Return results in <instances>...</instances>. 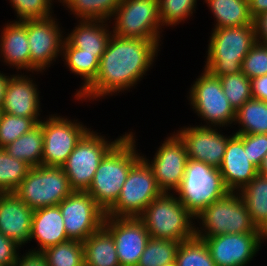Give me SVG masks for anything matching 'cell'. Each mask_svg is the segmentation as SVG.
<instances>
[{
	"label": "cell",
	"mask_w": 267,
	"mask_h": 266,
	"mask_svg": "<svg viewBox=\"0 0 267 266\" xmlns=\"http://www.w3.org/2000/svg\"><path fill=\"white\" fill-rule=\"evenodd\" d=\"M161 44V41L112 34L101 56L96 78L75 100L100 101L135 88L152 69Z\"/></svg>",
	"instance_id": "obj_1"
},
{
	"label": "cell",
	"mask_w": 267,
	"mask_h": 266,
	"mask_svg": "<svg viewBox=\"0 0 267 266\" xmlns=\"http://www.w3.org/2000/svg\"><path fill=\"white\" fill-rule=\"evenodd\" d=\"M135 133L129 131L101 160L86 191L106 213L118 199L130 169L142 158Z\"/></svg>",
	"instance_id": "obj_2"
},
{
	"label": "cell",
	"mask_w": 267,
	"mask_h": 266,
	"mask_svg": "<svg viewBox=\"0 0 267 266\" xmlns=\"http://www.w3.org/2000/svg\"><path fill=\"white\" fill-rule=\"evenodd\" d=\"M204 69L213 76L242 72V62L256 43L254 24L212 29Z\"/></svg>",
	"instance_id": "obj_3"
},
{
	"label": "cell",
	"mask_w": 267,
	"mask_h": 266,
	"mask_svg": "<svg viewBox=\"0 0 267 266\" xmlns=\"http://www.w3.org/2000/svg\"><path fill=\"white\" fill-rule=\"evenodd\" d=\"M138 218L153 238L183 242L195 236V217L174 193L163 192Z\"/></svg>",
	"instance_id": "obj_4"
},
{
	"label": "cell",
	"mask_w": 267,
	"mask_h": 266,
	"mask_svg": "<svg viewBox=\"0 0 267 266\" xmlns=\"http://www.w3.org/2000/svg\"><path fill=\"white\" fill-rule=\"evenodd\" d=\"M229 192L219 168L189 158L181 184L174 194L195 217Z\"/></svg>",
	"instance_id": "obj_5"
},
{
	"label": "cell",
	"mask_w": 267,
	"mask_h": 266,
	"mask_svg": "<svg viewBox=\"0 0 267 266\" xmlns=\"http://www.w3.org/2000/svg\"><path fill=\"white\" fill-rule=\"evenodd\" d=\"M195 220L199 223L198 227V224H195L197 237L260 233L238 192H229L225 197L213 202L195 216Z\"/></svg>",
	"instance_id": "obj_6"
},
{
	"label": "cell",
	"mask_w": 267,
	"mask_h": 266,
	"mask_svg": "<svg viewBox=\"0 0 267 266\" xmlns=\"http://www.w3.org/2000/svg\"><path fill=\"white\" fill-rule=\"evenodd\" d=\"M187 93L190 106L198 118L204 120L209 127L233 126L236 111L225 96L219 77L213 76L203 68L200 76L191 84Z\"/></svg>",
	"instance_id": "obj_7"
},
{
	"label": "cell",
	"mask_w": 267,
	"mask_h": 266,
	"mask_svg": "<svg viewBox=\"0 0 267 266\" xmlns=\"http://www.w3.org/2000/svg\"><path fill=\"white\" fill-rule=\"evenodd\" d=\"M74 190L62 167H31L13 193L29 208H40L58 205Z\"/></svg>",
	"instance_id": "obj_8"
},
{
	"label": "cell",
	"mask_w": 267,
	"mask_h": 266,
	"mask_svg": "<svg viewBox=\"0 0 267 266\" xmlns=\"http://www.w3.org/2000/svg\"><path fill=\"white\" fill-rule=\"evenodd\" d=\"M116 139L89 130L61 166L74 191H87L104 156L127 134Z\"/></svg>",
	"instance_id": "obj_9"
},
{
	"label": "cell",
	"mask_w": 267,
	"mask_h": 266,
	"mask_svg": "<svg viewBox=\"0 0 267 266\" xmlns=\"http://www.w3.org/2000/svg\"><path fill=\"white\" fill-rule=\"evenodd\" d=\"M109 21L118 37L162 41L159 0H122Z\"/></svg>",
	"instance_id": "obj_10"
},
{
	"label": "cell",
	"mask_w": 267,
	"mask_h": 266,
	"mask_svg": "<svg viewBox=\"0 0 267 266\" xmlns=\"http://www.w3.org/2000/svg\"><path fill=\"white\" fill-rule=\"evenodd\" d=\"M162 193L151 167L141 158L130 169L118 199L105 213V216L113 218L139 217L146 207Z\"/></svg>",
	"instance_id": "obj_11"
},
{
	"label": "cell",
	"mask_w": 267,
	"mask_h": 266,
	"mask_svg": "<svg viewBox=\"0 0 267 266\" xmlns=\"http://www.w3.org/2000/svg\"><path fill=\"white\" fill-rule=\"evenodd\" d=\"M47 116L39 123L43 134L41 165L61 167L91 127L87 128L78 119L70 120L69 117H62L57 113Z\"/></svg>",
	"instance_id": "obj_12"
},
{
	"label": "cell",
	"mask_w": 267,
	"mask_h": 266,
	"mask_svg": "<svg viewBox=\"0 0 267 266\" xmlns=\"http://www.w3.org/2000/svg\"><path fill=\"white\" fill-rule=\"evenodd\" d=\"M27 19V35L30 50V72L37 75L47 70L62 55L65 40L56 17ZM37 72V73H36Z\"/></svg>",
	"instance_id": "obj_13"
},
{
	"label": "cell",
	"mask_w": 267,
	"mask_h": 266,
	"mask_svg": "<svg viewBox=\"0 0 267 266\" xmlns=\"http://www.w3.org/2000/svg\"><path fill=\"white\" fill-rule=\"evenodd\" d=\"M58 206L70 240L84 242L103 225L105 212L86 191H73Z\"/></svg>",
	"instance_id": "obj_14"
},
{
	"label": "cell",
	"mask_w": 267,
	"mask_h": 266,
	"mask_svg": "<svg viewBox=\"0 0 267 266\" xmlns=\"http://www.w3.org/2000/svg\"><path fill=\"white\" fill-rule=\"evenodd\" d=\"M141 155L151 167L158 187L165 193H174L181 184L189 159L185 143L175 131L164 139L151 161L145 154Z\"/></svg>",
	"instance_id": "obj_15"
},
{
	"label": "cell",
	"mask_w": 267,
	"mask_h": 266,
	"mask_svg": "<svg viewBox=\"0 0 267 266\" xmlns=\"http://www.w3.org/2000/svg\"><path fill=\"white\" fill-rule=\"evenodd\" d=\"M204 239L216 266H249L261 246L260 233L222 234Z\"/></svg>",
	"instance_id": "obj_16"
},
{
	"label": "cell",
	"mask_w": 267,
	"mask_h": 266,
	"mask_svg": "<svg viewBox=\"0 0 267 266\" xmlns=\"http://www.w3.org/2000/svg\"><path fill=\"white\" fill-rule=\"evenodd\" d=\"M103 226L111 233L120 266H137L150 235L138 217L105 216Z\"/></svg>",
	"instance_id": "obj_17"
},
{
	"label": "cell",
	"mask_w": 267,
	"mask_h": 266,
	"mask_svg": "<svg viewBox=\"0 0 267 266\" xmlns=\"http://www.w3.org/2000/svg\"><path fill=\"white\" fill-rule=\"evenodd\" d=\"M176 134L185 143L188 158L219 168L224 158L228 140L234 135H223L220 127L184 126ZM219 129V130H218Z\"/></svg>",
	"instance_id": "obj_18"
},
{
	"label": "cell",
	"mask_w": 267,
	"mask_h": 266,
	"mask_svg": "<svg viewBox=\"0 0 267 266\" xmlns=\"http://www.w3.org/2000/svg\"><path fill=\"white\" fill-rule=\"evenodd\" d=\"M31 74H10L2 112L31 119H41L40 92ZM35 82V83H34Z\"/></svg>",
	"instance_id": "obj_19"
},
{
	"label": "cell",
	"mask_w": 267,
	"mask_h": 266,
	"mask_svg": "<svg viewBox=\"0 0 267 266\" xmlns=\"http://www.w3.org/2000/svg\"><path fill=\"white\" fill-rule=\"evenodd\" d=\"M33 213L13 192L0 193V232L21 247L29 243Z\"/></svg>",
	"instance_id": "obj_20"
},
{
	"label": "cell",
	"mask_w": 267,
	"mask_h": 266,
	"mask_svg": "<svg viewBox=\"0 0 267 266\" xmlns=\"http://www.w3.org/2000/svg\"><path fill=\"white\" fill-rule=\"evenodd\" d=\"M243 141L234 134L226 145L219 171L230 192H239L257 174L258 169L248 160Z\"/></svg>",
	"instance_id": "obj_21"
},
{
	"label": "cell",
	"mask_w": 267,
	"mask_h": 266,
	"mask_svg": "<svg viewBox=\"0 0 267 266\" xmlns=\"http://www.w3.org/2000/svg\"><path fill=\"white\" fill-rule=\"evenodd\" d=\"M0 35V60L21 72L30 71V50L27 35V19L7 21ZM2 57V58H1Z\"/></svg>",
	"instance_id": "obj_22"
},
{
	"label": "cell",
	"mask_w": 267,
	"mask_h": 266,
	"mask_svg": "<svg viewBox=\"0 0 267 266\" xmlns=\"http://www.w3.org/2000/svg\"><path fill=\"white\" fill-rule=\"evenodd\" d=\"M37 241L36 248L28 249L42 252L49 247L70 240L66 234L64 221L58 205L34 210L29 243Z\"/></svg>",
	"instance_id": "obj_23"
},
{
	"label": "cell",
	"mask_w": 267,
	"mask_h": 266,
	"mask_svg": "<svg viewBox=\"0 0 267 266\" xmlns=\"http://www.w3.org/2000/svg\"><path fill=\"white\" fill-rule=\"evenodd\" d=\"M76 24L70 33L65 34V39L73 47L84 50V53L94 54L100 60L112 36L110 21L78 20Z\"/></svg>",
	"instance_id": "obj_24"
},
{
	"label": "cell",
	"mask_w": 267,
	"mask_h": 266,
	"mask_svg": "<svg viewBox=\"0 0 267 266\" xmlns=\"http://www.w3.org/2000/svg\"><path fill=\"white\" fill-rule=\"evenodd\" d=\"M82 243L84 266H120L114 239L103 225Z\"/></svg>",
	"instance_id": "obj_25"
},
{
	"label": "cell",
	"mask_w": 267,
	"mask_h": 266,
	"mask_svg": "<svg viewBox=\"0 0 267 266\" xmlns=\"http://www.w3.org/2000/svg\"><path fill=\"white\" fill-rule=\"evenodd\" d=\"M61 58L64 59L62 61L68 71L83 80L81 87L74 94L76 99L96 78L100 60L94 54L84 53V50L73 47L66 39Z\"/></svg>",
	"instance_id": "obj_26"
},
{
	"label": "cell",
	"mask_w": 267,
	"mask_h": 266,
	"mask_svg": "<svg viewBox=\"0 0 267 266\" xmlns=\"http://www.w3.org/2000/svg\"><path fill=\"white\" fill-rule=\"evenodd\" d=\"M214 16L212 29L253 24L248 0H204Z\"/></svg>",
	"instance_id": "obj_27"
},
{
	"label": "cell",
	"mask_w": 267,
	"mask_h": 266,
	"mask_svg": "<svg viewBox=\"0 0 267 266\" xmlns=\"http://www.w3.org/2000/svg\"><path fill=\"white\" fill-rule=\"evenodd\" d=\"M251 216L260 229L267 222V176L258 173L239 192Z\"/></svg>",
	"instance_id": "obj_28"
},
{
	"label": "cell",
	"mask_w": 267,
	"mask_h": 266,
	"mask_svg": "<svg viewBox=\"0 0 267 266\" xmlns=\"http://www.w3.org/2000/svg\"><path fill=\"white\" fill-rule=\"evenodd\" d=\"M4 150L11 157L23 160L30 167L41 166L43 155L42 126L38 124L31 131L4 147Z\"/></svg>",
	"instance_id": "obj_29"
},
{
	"label": "cell",
	"mask_w": 267,
	"mask_h": 266,
	"mask_svg": "<svg viewBox=\"0 0 267 266\" xmlns=\"http://www.w3.org/2000/svg\"><path fill=\"white\" fill-rule=\"evenodd\" d=\"M241 127L234 134H267V102L251 98L237 111L234 125Z\"/></svg>",
	"instance_id": "obj_30"
},
{
	"label": "cell",
	"mask_w": 267,
	"mask_h": 266,
	"mask_svg": "<svg viewBox=\"0 0 267 266\" xmlns=\"http://www.w3.org/2000/svg\"><path fill=\"white\" fill-rule=\"evenodd\" d=\"M122 0H69L64 7L75 20H107L117 10ZM75 15V16H74Z\"/></svg>",
	"instance_id": "obj_31"
},
{
	"label": "cell",
	"mask_w": 267,
	"mask_h": 266,
	"mask_svg": "<svg viewBox=\"0 0 267 266\" xmlns=\"http://www.w3.org/2000/svg\"><path fill=\"white\" fill-rule=\"evenodd\" d=\"M175 264L176 266H216L204 239L197 236L180 242Z\"/></svg>",
	"instance_id": "obj_32"
},
{
	"label": "cell",
	"mask_w": 267,
	"mask_h": 266,
	"mask_svg": "<svg viewBox=\"0 0 267 266\" xmlns=\"http://www.w3.org/2000/svg\"><path fill=\"white\" fill-rule=\"evenodd\" d=\"M179 241L150 237L137 266H165L175 263Z\"/></svg>",
	"instance_id": "obj_33"
},
{
	"label": "cell",
	"mask_w": 267,
	"mask_h": 266,
	"mask_svg": "<svg viewBox=\"0 0 267 266\" xmlns=\"http://www.w3.org/2000/svg\"><path fill=\"white\" fill-rule=\"evenodd\" d=\"M48 266H84V247L81 241L68 240L42 251Z\"/></svg>",
	"instance_id": "obj_34"
},
{
	"label": "cell",
	"mask_w": 267,
	"mask_h": 266,
	"mask_svg": "<svg viewBox=\"0 0 267 266\" xmlns=\"http://www.w3.org/2000/svg\"><path fill=\"white\" fill-rule=\"evenodd\" d=\"M31 167L23 160L11 157L0 148V193L13 192Z\"/></svg>",
	"instance_id": "obj_35"
},
{
	"label": "cell",
	"mask_w": 267,
	"mask_h": 266,
	"mask_svg": "<svg viewBox=\"0 0 267 266\" xmlns=\"http://www.w3.org/2000/svg\"><path fill=\"white\" fill-rule=\"evenodd\" d=\"M199 0H159V16L161 25L173 27L181 24L196 12Z\"/></svg>",
	"instance_id": "obj_36"
},
{
	"label": "cell",
	"mask_w": 267,
	"mask_h": 266,
	"mask_svg": "<svg viewBox=\"0 0 267 266\" xmlns=\"http://www.w3.org/2000/svg\"><path fill=\"white\" fill-rule=\"evenodd\" d=\"M219 79L223 92L235 111L252 98L251 80L243 72L221 76Z\"/></svg>",
	"instance_id": "obj_37"
},
{
	"label": "cell",
	"mask_w": 267,
	"mask_h": 266,
	"mask_svg": "<svg viewBox=\"0 0 267 266\" xmlns=\"http://www.w3.org/2000/svg\"><path fill=\"white\" fill-rule=\"evenodd\" d=\"M42 119H31L2 113L0 118V148H4L35 128Z\"/></svg>",
	"instance_id": "obj_38"
},
{
	"label": "cell",
	"mask_w": 267,
	"mask_h": 266,
	"mask_svg": "<svg viewBox=\"0 0 267 266\" xmlns=\"http://www.w3.org/2000/svg\"><path fill=\"white\" fill-rule=\"evenodd\" d=\"M9 2L18 21L43 19L54 14L52 8L54 5L53 0H9Z\"/></svg>",
	"instance_id": "obj_39"
},
{
	"label": "cell",
	"mask_w": 267,
	"mask_h": 266,
	"mask_svg": "<svg viewBox=\"0 0 267 266\" xmlns=\"http://www.w3.org/2000/svg\"><path fill=\"white\" fill-rule=\"evenodd\" d=\"M242 72L250 79L267 74V44L256 42L244 57Z\"/></svg>",
	"instance_id": "obj_40"
},
{
	"label": "cell",
	"mask_w": 267,
	"mask_h": 266,
	"mask_svg": "<svg viewBox=\"0 0 267 266\" xmlns=\"http://www.w3.org/2000/svg\"><path fill=\"white\" fill-rule=\"evenodd\" d=\"M244 143L249 161L257 168L267 153V134H236Z\"/></svg>",
	"instance_id": "obj_41"
},
{
	"label": "cell",
	"mask_w": 267,
	"mask_h": 266,
	"mask_svg": "<svg viewBox=\"0 0 267 266\" xmlns=\"http://www.w3.org/2000/svg\"><path fill=\"white\" fill-rule=\"evenodd\" d=\"M20 248L17 242L0 232V265L13 266L21 252Z\"/></svg>",
	"instance_id": "obj_42"
},
{
	"label": "cell",
	"mask_w": 267,
	"mask_h": 266,
	"mask_svg": "<svg viewBox=\"0 0 267 266\" xmlns=\"http://www.w3.org/2000/svg\"><path fill=\"white\" fill-rule=\"evenodd\" d=\"M13 266H48V264L42 252L28 250L23 255H18L17 261Z\"/></svg>",
	"instance_id": "obj_43"
},
{
	"label": "cell",
	"mask_w": 267,
	"mask_h": 266,
	"mask_svg": "<svg viewBox=\"0 0 267 266\" xmlns=\"http://www.w3.org/2000/svg\"><path fill=\"white\" fill-rule=\"evenodd\" d=\"M252 97L267 102V74L251 80Z\"/></svg>",
	"instance_id": "obj_44"
},
{
	"label": "cell",
	"mask_w": 267,
	"mask_h": 266,
	"mask_svg": "<svg viewBox=\"0 0 267 266\" xmlns=\"http://www.w3.org/2000/svg\"><path fill=\"white\" fill-rule=\"evenodd\" d=\"M256 42L267 44V11L253 19Z\"/></svg>",
	"instance_id": "obj_45"
},
{
	"label": "cell",
	"mask_w": 267,
	"mask_h": 266,
	"mask_svg": "<svg viewBox=\"0 0 267 266\" xmlns=\"http://www.w3.org/2000/svg\"><path fill=\"white\" fill-rule=\"evenodd\" d=\"M248 5L250 15L253 19L267 11V0H248Z\"/></svg>",
	"instance_id": "obj_46"
},
{
	"label": "cell",
	"mask_w": 267,
	"mask_h": 266,
	"mask_svg": "<svg viewBox=\"0 0 267 266\" xmlns=\"http://www.w3.org/2000/svg\"><path fill=\"white\" fill-rule=\"evenodd\" d=\"M10 76L5 74L3 71H0V106H2L3 101H4V96L6 92V88L8 85Z\"/></svg>",
	"instance_id": "obj_47"
},
{
	"label": "cell",
	"mask_w": 267,
	"mask_h": 266,
	"mask_svg": "<svg viewBox=\"0 0 267 266\" xmlns=\"http://www.w3.org/2000/svg\"><path fill=\"white\" fill-rule=\"evenodd\" d=\"M258 173L267 176V153L264 156L261 166L258 169Z\"/></svg>",
	"instance_id": "obj_48"
},
{
	"label": "cell",
	"mask_w": 267,
	"mask_h": 266,
	"mask_svg": "<svg viewBox=\"0 0 267 266\" xmlns=\"http://www.w3.org/2000/svg\"><path fill=\"white\" fill-rule=\"evenodd\" d=\"M261 245L267 240V222L260 228Z\"/></svg>",
	"instance_id": "obj_49"
},
{
	"label": "cell",
	"mask_w": 267,
	"mask_h": 266,
	"mask_svg": "<svg viewBox=\"0 0 267 266\" xmlns=\"http://www.w3.org/2000/svg\"><path fill=\"white\" fill-rule=\"evenodd\" d=\"M54 1V0H53ZM59 3H62L63 5L62 6H64L69 0H57ZM54 2H56V0L54 1Z\"/></svg>",
	"instance_id": "obj_50"
},
{
	"label": "cell",
	"mask_w": 267,
	"mask_h": 266,
	"mask_svg": "<svg viewBox=\"0 0 267 266\" xmlns=\"http://www.w3.org/2000/svg\"><path fill=\"white\" fill-rule=\"evenodd\" d=\"M2 106H0V118H1V115H2Z\"/></svg>",
	"instance_id": "obj_51"
},
{
	"label": "cell",
	"mask_w": 267,
	"mask_h": 266,
	"mask_svg": "<svg viewBox=\"0 0 267 266\" xmlns=\"http://www.w3.org/2000/svg\"><path fill=\"white\" fill-rule=\"evenodd\" d=\"M165 266H176V264L173 263V264H169V265H165Z\"/></svg>",
	"instance_id": "obj_52"
}]
</instances>
